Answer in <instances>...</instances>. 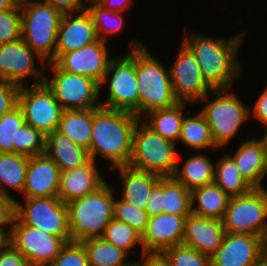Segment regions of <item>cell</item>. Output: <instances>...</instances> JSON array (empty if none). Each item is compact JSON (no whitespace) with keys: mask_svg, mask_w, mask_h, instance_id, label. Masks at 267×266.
<instances>
[{"mask_svg":"<svg viewBox=\"0 0 267 266\" xmlns=\"http://www.w3.org/2000/svg\"><path fill=\"white\" fill-rule=\"evenodd\" d=\"M250 113L253 112V117H255L259 122H261L263 127L267 126V85L265 90L258 97L253 110H249Z\"/></svg>","mask_w":267,"mask_h":266,"instance_id":"cell-48","label":"cell"},{"mask_svg":"<svg viewBox=\"0 0 267 266\" xmlns=\"http://www.w3.org/2000/svg\"><path fill=\"white\" fill-rule=\"evenodd\" d=\"M189 215L161 213L149 217L142 234V254L163 253L165 250L182 244L185 219Z\"/></svg>","mask_w":267,"mask_h":266,"instance_id":"cell-18","label":"cell"},{"mask_svg":"<svg viewBox=\"0 0 267 266\" xmlns=\"http://www.w3.org/2000/svg\"><path fill=\"white\" fill-rule=\"evenodd\" d=\"M265 143L262 138L243 141L234 155H230L236 163L241 176L252 188H264L263 159Z\"/></svg>","mask_w":267,"mask_h":266,"instance_id":"cell-24","label":"cell"},{"mask_svg":"<svg viewBox=\"0 0 267 266\" xmlns=\"http://www.w3.org/2000/svg\"><path fill=\"white\" fill-rule=\"evenodd\" d=\"M84 0H42L40 2L50 4L62 14L79 13L85 9ZM77 11V12H76Z\"/></svg>","mask_w":267,"mask_h":266,"instance_id":"cell-47","label":"cell"},{"mask_svg":"<svg viewBox=\"0 0 267 266\" xmlns=\"http://www.w3.org/2000/svg\"><path fill=\"white\" fill-rule=\"evenodd\" d=\"M184 35L183 43L196 58L203 79L213 89H228L233 86L242 66L237 53L243 43L244 33L230 38H214L189 32Z\"/></svg>","mask_w":267,"mask_h":266,"instance_id":"cell-1","label":"cell"},{"mask_svg":"<svg viewBox=\"0 0 267 266\" xmlns=\"http://www.w3.org/2000/svg\"><path fill=\"white\" fill-rule=\"evenodd\" d=\"M18 106L22 110L25 123L45 136L58 129L63 108L45 83L33 85L32 88L21 86Z\"/></svg>","mask_w":267,"mask_h":266,"instance_id":"cell-12","label":"cell"},{"mask_svg":"<svg viewBox=\"0 0 267 266\" xmlns=\"http://www.w3.org/2000/svg\"><path fill=\"white\" fill-rule=\"evenodd\" d=\"M140 119L131 112L105 107L93 108L90 159L101 154L111 170L128 166L133 149V136Z\"/></svg>","mask_w":267,"mask_h":266,"instance_id":"cell-2","label":"cell"},{"mask_svg":"<svg viewBox=\"0 0 267 266\" xmlns=\"http://www.w3.org/2000/svg\"><path fill=\"white\" fill-rule=\"evenodd\" d=\"M163 213L192 214L191 191L173 177H163Z\"/></svg>","mask_w":267,"mask_h":266,"instance_id":"cell-34","label":"cell"},{"mask_svg":"<svg viewBox=\"0 0 267 266\" xmlns=\"http://www.w3.org/2000/svg\"><path fill=\"white\" fill-rule=\"evenodd\" d=\"M142 261H138L139 266H171L169 260L163 253H143Z\"/></svg>","mask_w":267,"mask_h":266,"instance_id":"cell-49","label":"cell"},{"mask_svg":"<svg viewBox=\"0 0 267 266\" xmlns=\"http://www.w3.org/2000/svg\"><path fill=\"white\" fill-rule=\"evenodd\" d=\"M171 85L178 102L207 101L213 89L203 79L200 66L191 50L181 42L175 62L170 69Z\"/></svg>","mask_w":267,"mask_h":266,"instance_id":"cell-14","label":"cell"},{"mask_svg":"<svg viewBox=\"0 0 267 266\" xmlns=\"http://www.w3.org/2000/svg\"><path fill=\"white\" fill-rule=\"evenodd\" d=\"M61 170L45 153L29 157L23 198L55 197Z\"/></svg>","mask_w":267,"mask_h":266,"instance_id":"cell-20","label":"cell"},{"mask_svg":"<svg viewBox=\"0 0 267 266\" xmlns=\"http://www.w3.org/2000/svg\"><path fill=\"white\" fill-rule=\"evenodd\" d=\"M0 266H31V264L9 243L0 251Z\"/></svg>","mask_w":267,"mask_h":266,"instance_id":"cell-46","label":"cell"},{"mask_svg":"<svg viewBox=\"0 0 267 266\" xmlns=\"http://www.w3.org/2000/svg\"><path fill=\"white\" fill-rule=\"evenodd\" d=\"M21 38L46 63L55 62V49L62 13L50 4L29 1L20 7Z\"/></svg>","mask_w":267,"mask_h":266,"instance_id":"cell-5","label":"cell"},{"mask_svg":"<svg viewBox=\"0 0 267 266\" xmlns=\"http://www.w3.org/2000/svg\"><path fill=\"white\" fill-rule=\"evenodd\" d=\"M211 266L264 265L262 237L226 233L218 250L210 256Z\"/></svg>","mask_w":267,"mask_h":266,"instance_id":"cell-16","label":"cell"},{"mask_svg":"<svg viewBox=\"0 0 267 266\" xmlns=\"http://www.w3.org/2000/svg\"><path fill=\"white\" fill-rule=\"evenodd\" d=\"M104 40H98L81 49L63 53L55 63L64 71L95 79L99 83L112 59Z\"/></svg>","mask_w":267,"mask_h":266,"instance_id":"cell-17","label":"cell"},{"mask_svg":"<svg viewBox=\"0 0 267 266\" xmlns=\"http://www.w3.org/2000/svg\"><path fill=\"white\" fill-rule=\"evenodd\" d=\"M16 8L11 0H0V11H9Z\"/></svg>","mask_w":267,"mask_h":266,"instance_id":"cell-51","label":"cell"},{"mask_svg":"<svg viewBox=\"0 0 267 266\" xmlns=\"http://www.w3.org/2000/svg\"><path fill=\"white\" fill-rule=\"evenodd\" d=\"M49 266H89L85 248L81 242H67Z\"/></svg>","mask_w":267,"mask_h":266,"instance_id":"cell-41","label":"cell"},{"mask_svg":"<svg viewBox=\"0 0 267 266\" xmlns=\"http://www.w3.org/2000/svg\"><path fill=\"white\" fill-rule=\"evenodd\" d=\"M11 1L16 7H22V6L26 5L31 0H11Z\"/></svg>","mask_w":267,"mask_h":266,"instance_id":"cell-54","label":"cell"},{"mask_svg":"<svg viewBox=\"0 0 267 266\" xmlns=\"http://www.w3.org/2000/svg\"><path fill=\"white\" fill-rule=\"evenodd\" d=\"M113 187L104 183L95 192L68 202L70 240L82 242L101 238L104 229L114 218Z\"/></svg>","mask_w":267,"mask_h":266,"instance_id":"cell-3","label":"cell"},{"mask_svg":"<svg viewBox=\"0 0 267 266\" xmlns=\"http://www.w3.org/2000/svg\"><path fill=\"white\" fill-rule=\"evenodd\" d=\"M214 171L215 165L211 159L201 153L189 157L181 168L177 160L172 177L191 191L214 182Z\"/></svg>","mask_w":267,"mask_h":266,"instance_id":"cell-27","label":"cell"},{"mask_svg":"<svg viewBox=\"0 0 267 266\" xmlns=\"http://www.w3.org/2000/svg\"><path fill=\"white\" fill-rule=\"evenodd\" d=\"M16 201L15 198L0 195V230L4 231L9 237L16 218ZM10 226V230L4 228Z\"/></svg>","mask_w":267,"mask_h":266,"instance_id":"cell-44","label":"cell"},{"mask_svg":"<svg viewBox=\"0 0 267 266\" xmlns=\"http://www.w3.org/2000/svg\"><path fill=\"white\" fill-rule=\"evenodd\" d=\"M228 89L211 91L214 99L201 110L211 129L217 148H221L238 133L239 127L250 117V108L244 105L237 94Z\"/></svg>","mask_w":267,"mask_h":266,"instance_id":"cell-8","label":"cell"},{"mask_svg":"<svg viewBox=\"0 0 267 266\" xmlns=\"http://www.w3.org/2000/svg\"><path fill=\"white\" fill-rule=\"evenodd\" d=\"M145 211L149 217L163 213V177L152 188Z\"/></svg>","mask_w":267,"mask_h":266,"instance_id":"cell-45","label":"cell"},{"mask_svg":"<svg viewBox=\"0 0 267 266\" xmlns=\"http://www.w3.org/2000/svg\"><path fill=\"white\" fill-rule=\"evenodd\" d=\"M21 38L20 7L0 11V44Z\"/></svg>","mask_w":267,"mask_h":266,"instance_id":"cell-42","label":"cell"},{"mask_svg":"<svg viewBox=\"0 0 267 266\" xmlns=\"http://www.w3.org/2000/svg\"><path fill=\"white\" fill-rule=\"evenodd\" d=\"M163 254L171 266H211L210 256L184 244L175 245Z\"/></svg>","mask_w":267,"mask_h":266,"instance_id":"cell-39","label":"cell"},{"mask_svg":"<svg viewBox=\"0 0 267 266\" xmlns=\"http://www.w3.org/2000/svg\"><path fill=\"white\" fill-rule=\"evenodd\" d=\"M9 243L19 251L31 266H49L67 243L62 237L24 225L14 220Z\"/></svg>","mask_w":267,"mask_h":266,"instance_id":"cell-13","label":"cell"},{"mask_svg":"<svg viewBox=\"0 0 267 266\" xmlns=\"http://www.w3.org/2000/svg\"><path fill=\"white\" fill-rule=\"evenodd\" d=\"M85 248L89 266H123L129 263L125 251L117 248L102 238L88 239L81 242Z\"/></svg>","mask_w":267,"mask_h":266,"instance_id":"cell-33","label":"cell"},{"mask_svg":"<svg viewBox=\"0 0 267 266\" xmlns=\"http://www.w3.org/2000/svg\"><path fill=\"white\" fill-rule=\"evenodd\" d=\"M113 217L136 229L141 234L145 231L149 220L145 210L138 209L135 205L128 204L121 199L114 202Z\"/></svg>","mask_w":267,"mask_h":266,"instance_id":"cell-40","label":"cell"},{"mask_svg":"<svg viewBox=\"0 0 267 266\" xmlns=\"http://www.w3.org/2000/svg\"><path fill=\"white\" fill-rule=\"evenodd\" d=\"M121 175L124 202L145 210L152 188L162 178L157 174L135 170L129 166L115 168Z\"/></svg>","mask_w":267,"mask_h":266,"instance_id":"cell-25","label":"cell"},{"mask_svg":"<svg viewBox=\"0 0 267 266\" xmlns=\"http://www.w3.org/2000/svg\"><path fill=\"white\" fill-rule=\"evenodd\" d=\"M35 56L44 63V60L22 38L0 44V80L21 87L24 85L23 81L26 77L34 76L33 85L44 83L43 71L46 66L38 71L35 68Z\"/></svg>","mask_w":267,"mask_h":266,"instance_id":"cell-15","label":"cell"},{"mask_svg":"<svg viewBox=\"0 0 267 266\" xmlns=\"http://www.w3.org/2000/svg\"><path fill=\"white\" fill-rule=\"evenodd\" d=\"M214 182L230 198L245 195L253 189L241 176L235 161L229 154L223 155L215 164Z\"/></svg>","mask_w":267,"mask_h":266,"instance_id":"cell-31","label":"cell"},{"mask_svg":"<svg viewBox=\"0 0 267 266\" xmlns=\"http://www.w3.org/2000/svg\"><path fill=\"white\" fill-rule=\"evenodd\" d=\"M186 105V102H178L170 108L151 111L147 114L149 120L144 117L142 121L158 135L175 143L180 137Z\"/></svg>","mask_w":267,"mask_h":266,"instance_id":"cell-28","label":"cell"},{"mask_svg":"<svg viewBox=\"0 0 267 266\" xmlns=\"http://www.w3.org/2000/svg\"><path fill=\"white\" fill-rule=\"evenodd\" d=\"M267 174V146L265 145L264 159H263V179Z\"/></svg>","mask_w":267,"mask_h":266,"instance_id":"cell-53","label":"cell"},{"mask_svg":"<svg viewBox=\"0 0 267 266\" xmlns=\"http://www.w3.org/2000/svg\"><path fill=\"white\" fill-rule=\"evenodd\" d=\"M28 162L29 157L22 154L0 153V195L14 198L7 186L23 194Z\"/></svg>","mask_w":267,"mask_h":266,"instance_id":"cell-30","label":"cell"},{"mask_svg":"<svg viewBox=\"0 0 267 266\" xmlns=\"http://www.w3.org/2000/svg\"><path fill=\"white\" fill-rule=\"evenodd\" d=\"M266 129L264 130V136H262L261 138L263 139L265 145L267 146V126L265 127Z\"/></svg>","mask_w":267,"mask_h":266,"instance_id":"cell-56","label":"cell"},{"mask_svg":"<svg viewBox=\"0 0 267 266\" xmlns=\"http://www.w3.org/2000/svg\"><path fill=\"white\" fill-rule=\"evenodd\" d=\"M225 234L222 220L190 214L185 219L182 244L212 256L221 246Z\"/></svg>","mask_w":267,"mask_h":266,"instance_id":"cell-21","label":"cell"},{"mask_svg":"<svg viewBox=\"0 0 267 266\" xmlns=\"http://www.w3.org/2000/svg\"><path fill=\"white\" fill-rule=\"evenodd\" d=\"M90 4L85 6L89 13L93 24L96 29V33L100 40L108 41L107 36L109 34H116L124 24V17L121 12H112L104 9L95 0H85Z\"/></svg>","mask_w":267,"mask_h":266,"instance_id":"cell-35","label":"cell"},{"mask_svg":"<svg viewBox=\"0 0 267 266\" xmlns=\"http://www.w3.org/2000/svg\"><path fill=\"white\" fill-rule=\"evenodd\" d=\"M264 266H267V251H263Z\"/></svg>","mask_w":267,"mask_h":266,"instance_id":"cell-58","label":"cell"},{"mask_svg":"<svg viewBox=\"0 0 267 266\" xmlns=\"http://www.w3.org/2000/svg\"><path fill=\"white\" fill-rule=\"evenodd\" d=\"M175 149L174 142L158 135L140 119L134 131L128 166L161 177H172L178 158Z\"/></svg>","mask_w":267,"mask_h":266,"instance_id":"cell-7","label":"cell"},{"mask_svg":"<svg viewBox=\"0 0 267 266\" xmlns=\"http://www.w3.org/2000/svg\"><path fill=\"white\" fill-rule=\"evenodd\" d=\"M62 15L55 49V61L63 54L81 49L99 40L93 21L86 9Z\"/></svg>","mask_w":267,"mask_h":266,"instance_id":"cell-19","label":"cell"},{"mask_svg":"<svg viewBox=\"0 0 267 266\" xmlns=\"http://www.w3.org/2000/svg\"><path fill=\"white\" fill-rule=\"evenodd\" d=\"M230 197L215 183L191 190L192 214L223 220ZM198 206H194L195 202Z\"/></svg>","mask_w":267,"mask_h":266,"instance_id":"cell-26","label":"cell"},{"mask_svg":"<svg viewBox=\"0 0 267 266\" xmlns=\"http://www.w3.org/2000/svg\"><path fill=\"white\" fill-rule=\"evenodd\" d=\"M93 125V108L83 110H63L58 131L68 136L74 143L89 151Z\"/></svg>","mask_w":267,"mask_h":266,"instance_id":"cell-29","label":"cell"},{"mask_svg":"<svg viewBox=\"0 0 267 266\" xmlns=\"http://www.w3.org/2000/svg\"><path fill=\"white\" fill-rule=\"evenodd\" d=\"M123 266H139L138 265V262H134V261H130L129 263H127L126 265H123Z\"/></svg>","mask_w":267,"mask_h":266,"instance_id":"cell-57","label":"cell"},{"mask_svg":"<svg viewBox=\"0 0 267 266\" xmlns=\"http://www.w3.org/2000/svg\"><path fill=\"white\" fill-rule=\"evenodd\" d=\"M45 154L57 164L61 172L85 165L90 160L88 150L58 130L46 136Z\"/></svg>","mask_w":267,"mask_h":266,"instance_id":"cell-23","label":"cell"},{"mask_svg":"<svg viewBox=\"0 0 267 266\" xmlns=\"http://www.w3.org/2000/svg\"><path fill=\"white\" fill-rule=\"evenodd\" d=\"M144 45L136 48L137 90L141 98V119L151 111L178 103L171 85L170 71Z\"/></svg>","mask_w":267,"mask_h":266,"instance_id":"cell-6","label":"cell"},{"mask_svg":"<svg viewBox=\"0 0 267 266\" xmlns=\"http://www.w3.org/2000/svg\"><path fill=\"white\" fill-rule=\"evenodd\" d=\"M46 136L39 130L24 124L17 132V144H14V153L28 157L45 153Z\"/></svg>","mask_w":267,"mask_h":266,"instance_id":"cell-38","label":"cell"},{"mask_svg":"<svg viewBox=\"0 0 267 266\" xmlns=\"http://www.w3.org/2000/svg\"><path fill=\"white\" fill-rule=\"evenodd\" d=\"M144 45L130 42V51L120 57H112L108 69L100 82V89L110 79L107 101L101 106L110 109L128 111L141 119V98L137 90L136 48ZM111 75V77H109Z\"/></svg>","mask_w":267,"mask_h":266,"instance_id":"cell-4","label":"cell"},{"mask_svg":"<svg viewBox=\"0 0 267 266\" xmlns=\"http://www.w3.org/2000/svg\"><path fill=\"white\" fill-rule=\"evenodd\" d=\"M101 238L109 243H112L117 248L122 249L127 254L138 244H141L143 248L142 234L126 223L114 218L104 229Z\"/></svg>","mask_w":267,"mask_h":266,"instance_id":"cell-36","label":"cell"},{"mask_svg":"<svg viewBox=\"0 0 267 266\" xmlns=\"http://www.w3.org/2000/svg\"><path fill=\"white\" fill-rule=\"evenodd\" d=\"M96 162L90 159L85 165L60 173L57 197L65 204L95 192L105 180Z\"/></svg>","mask_w":267,"mask_h":266,"instance_id":"cell-22","label":"cell"},{"mask_svg":"<svg viewBox=\"0 0 267 266\" xmlns=\"http://www.w3.org/2000/svg\"><path fill=\"white\" fill-rule=\"evenodd\" d=\"M9 244V236L2 230H0V251L3 250Z\"/></svg>","mask_w":267,"mask_h":266,"instance_id":"cell-52","label":"cell"},{"mask_svg":"<svg viewBox=\"0 0 267 266\" xmlns=\"http://www.w3.org/2000/svg\"><path fill=\"white\" fill-rule=\"evenodd\" d=\"M179 141L198 151L217 148L212 138L210 126L201 112L195 116H184Z\"/></svg>","mask_w":267,"mask_h":266,"instance_id":"cell-32","label":"cell"},{"mask_svg":"<svg viewBox=\"0 0 267 266\" xmlns=\"http://www.w3.org/2000/svg\"><path fill=\"white\" fill-rule=\"evenodd\" d=\"M24 124L25 119L18 105L0 117V153H14L18 129Z\"/></svg>","mask_w":267,"mask_h":266,"instance_id":"cell-37","label":"cell"},{"mask_svg":"<svg viewBox=\"0 0 267 266\" xmlns=\"http://www.w3.org/2000/svg\"><path fill=\"white\" fill-rule=\"evenodd\" d=\"M16 201V217L24 224L62 237L70 242L68 209L57 196L24 198Z\"/></svg>","mask_w":267,"mask_h":266,"instance_id":"cell-11","label":"cell"},{"mask_svg":"<svg viewBox=\"0 0 267 266\" xmlns=\"http://www.w3.org/2000/svg\"><path fill=\"white\" fill-rule=\"evenodd\" d=\"M100 6L112 12H123L131 7L133 0H95Z\"/></svg>","mask_w":267,"mask_h":266,"instance_id":"cell-50","label":"cell"},{"mask_svg":"<svg viewBox=\"0 0 267 266\" xmlns=\"http://www.w3.org/2000/svg\"><path fill=\"white\" fill-rule=\"evenodd\" d=\"M20 86L0 80V117L18 105Z\"/></svg>","mask_w":267,"mask_h":266,"instance_id":"cell-43","label":"cell"},{"mask_svg":"<svg viewBox=\"0 0 267 266\" xmlns=\"http://www.w3.org/2000/svg\"><path fill=\"white\" fill-rule=\"evenodd\" d=\"M262 246H263V251H267V229L262 236Z\"/></svg>","mask_w":267,"mask_h":266,"instance_id":"cell-55","label":"cell"},{"mask_svg":"<svg viewBox=\"0 0 267 266\" xmlns=\"http://www.w3.org/2000/svg\"><path fill=\"white\" fill-rule=\"evenodd\" d=\"M267 190L253 188L242 196L231 197L223 218L226 233L262 237L267 229Z\"/></svg>","mask_w":267,"mask_h":266,"instance_id":"cell-10","label":"cell"},{"mask_svg":"<svg viewBox=\"0 0 267 266\" xmlns=\"http://www.w3.org/2000/svg\"><path fill=\"white\" fill-rule=\"evenodd\" d=\"M51 66L53 79L45 75L44 83L51 90L63 110H83L98 108L100 83L95 79L62 70L55 62L45 63ZM98 102V104H97Z\"/></svg>","mask_w":267,"mask_h":266,"instance_id":"cell-9","label":"cell"}]
</instances>
